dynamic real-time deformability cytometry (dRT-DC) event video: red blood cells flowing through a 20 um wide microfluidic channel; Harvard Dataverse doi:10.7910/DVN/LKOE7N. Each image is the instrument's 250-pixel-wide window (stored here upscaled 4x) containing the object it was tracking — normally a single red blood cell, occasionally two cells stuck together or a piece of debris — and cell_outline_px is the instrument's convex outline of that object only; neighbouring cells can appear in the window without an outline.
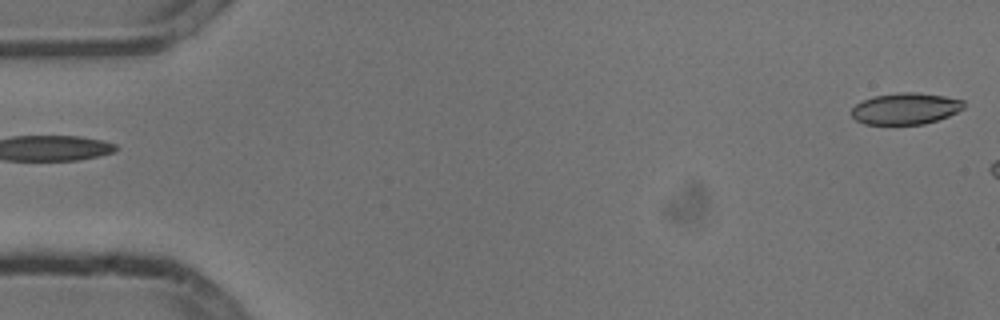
{"species": "common noctule bat (a hibernating species)", "species_latin": "Nyctalus noctula", "temperature_condition": "cold", "stored_images_in_passage": 3, "camera_frame_rate_fps": 3000, "um_per_image_px": 0.085, "animal": {"sex": "male", "body_mass_g": 13.3}, "frame": {"image": 1, "passage_image": 1, "time_ms": 0.0, "image_size_px": [1000, 320], "cell_outline_px": [[964, 108], [948, 116], [924, 124], [864, 124], [856, 120], [852, 116], [852, 108], [856, 104], [872, 96], [900, 92], [916, 92], [944, 96], [964, 100]], "centroid_in_image_um": [76.96, 9.22], "position_along_channel_um": 8.0, "area_um2": 20.52}}